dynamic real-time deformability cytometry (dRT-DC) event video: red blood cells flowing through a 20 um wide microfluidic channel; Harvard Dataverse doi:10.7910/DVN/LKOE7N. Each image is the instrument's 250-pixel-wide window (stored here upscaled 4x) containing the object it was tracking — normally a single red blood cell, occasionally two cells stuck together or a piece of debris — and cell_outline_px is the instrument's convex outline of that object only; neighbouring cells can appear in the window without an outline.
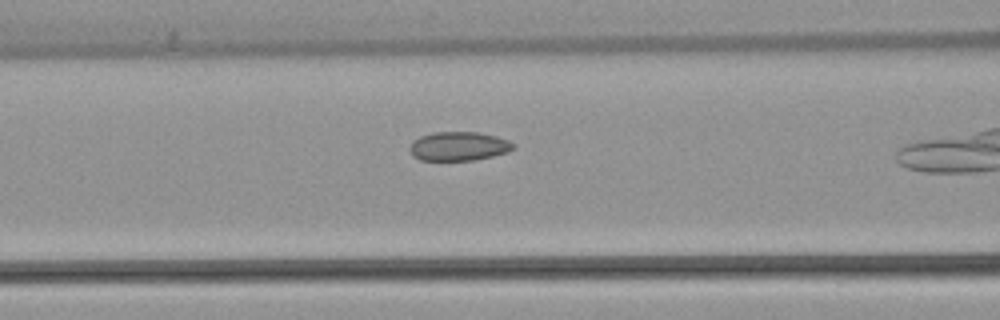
{"species": "common noctule bat (a hibernating species)", "species_latin": "Nyctalus noctula", "temperature_condition": "warm", "stored_images_in_passage": 39, "camera_frame_rate_fps": 3000, "um_per_image_px": 0.085, "animal": {"sex": "female", "body_mass_g": 22.7, "forearm_length_mm": 54.2}, "frame": {"image": 1, "passage_image": 17, "time_ms": 5.333, "image_size_px": [1000, 320], "cell_outline_px": [[516, 148], [508, 152], [492, 156], [472, 160], [420, 160], [412, 156], [408, 148], [412, 140], [420, 136], [432, 132], [476, 132], [496, 136], [508, 140], [516, 144]], "centroid_in_image_um": [38.97, 12.42], "position_along_channel_um": 127.6, "area_um2": 17.69}}